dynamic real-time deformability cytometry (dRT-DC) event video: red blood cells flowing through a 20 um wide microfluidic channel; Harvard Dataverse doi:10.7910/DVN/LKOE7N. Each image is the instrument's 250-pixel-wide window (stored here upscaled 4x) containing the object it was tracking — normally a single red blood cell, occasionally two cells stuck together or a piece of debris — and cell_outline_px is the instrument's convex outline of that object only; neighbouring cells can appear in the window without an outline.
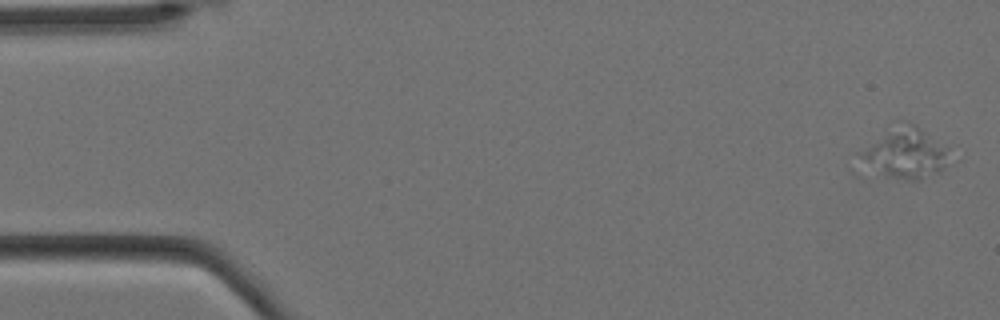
{"species": "Egyptian fruit bat (a non-hibernating species)", "species_latin": "Rousettus aegyptiacus", "temperature_condition": "cold", "stored_images_in_passage": 5, "camera_frame_rate_fps": 3000, "um_per_image_px": 0.085, "animal": {"sex": "female"}, "frame": {"image": 1, "passage_image": 1, "time_ms": 0.0, "image_size_px": [1000, 320], "cell_outline_px": [[948, 148], [944, 168], [940, 172], [920, 180], [908, 180], [888, 176], [860, 156], [856, 152], [900, 120], [904, 120], [920, 128]], "centroid_in_image_um": [76.98, 12.97], "position_along_channel_um": 8.0, "area_um2": 25.32}}
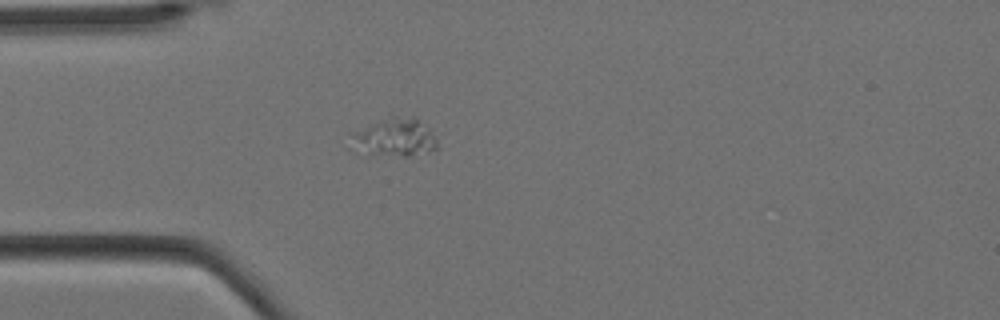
{"frame": {"image": 2, "passage_image": 5, "time_ms": 1.333, "image_size_px": [1000, 320], "cell_outline_px": [[440, 148], [428, 152], [408, 156], [368, 156], [356, 152], [352, 132], [388, 112], [412, 116], [428, 128], [436, 140]], "centroid_in_image_um": [33.5, 11.64], "position_along_channel_um": 51.5, "area_um2": 20.29}}